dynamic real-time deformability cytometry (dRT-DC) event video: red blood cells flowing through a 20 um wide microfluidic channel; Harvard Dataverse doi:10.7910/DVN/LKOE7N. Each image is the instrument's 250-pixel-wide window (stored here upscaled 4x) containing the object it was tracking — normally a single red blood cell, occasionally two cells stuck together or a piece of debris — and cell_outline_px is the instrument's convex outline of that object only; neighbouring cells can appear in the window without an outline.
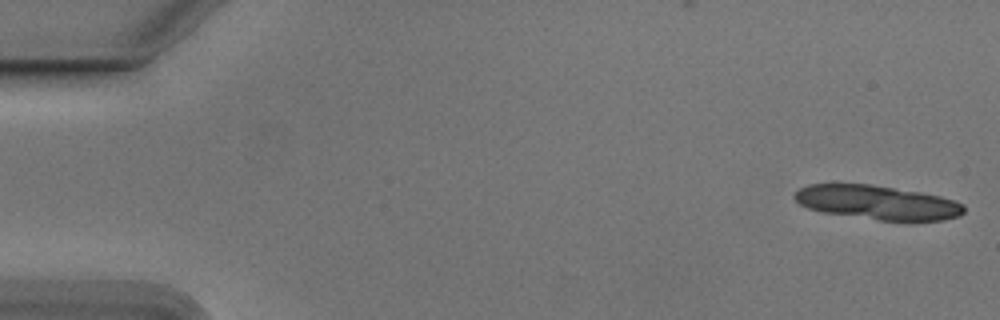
{"species": "Egyptian fruit bat (a non-hibernating species)", "species_latin": "Rousettus aegyptiacus", "temperature_condition": "cold", "stored_images_in_passage": 14, "camera_frame_rate_fps": 3000, "um_per_image_px": 0.085, "animal": {"sex": "male"}, "frame": {"image": 1, "passage_image": 1, "time_ms": 0.0, "image_size_px": [1000, 320], "cell_outline_px": [[964, 212], [960, 216], [944, 220], [880, 220], [824, 212], [808, 208], [800, 204], [792, 196], [800, 188], [808, 184], [868, 184], [920, 192], [940, 196], [956, 200], [964, 204]], "centroid_in_image_um": [74.6, 17.2], "position_along_channel_um": 10.4, "area_um2": 33.41}}